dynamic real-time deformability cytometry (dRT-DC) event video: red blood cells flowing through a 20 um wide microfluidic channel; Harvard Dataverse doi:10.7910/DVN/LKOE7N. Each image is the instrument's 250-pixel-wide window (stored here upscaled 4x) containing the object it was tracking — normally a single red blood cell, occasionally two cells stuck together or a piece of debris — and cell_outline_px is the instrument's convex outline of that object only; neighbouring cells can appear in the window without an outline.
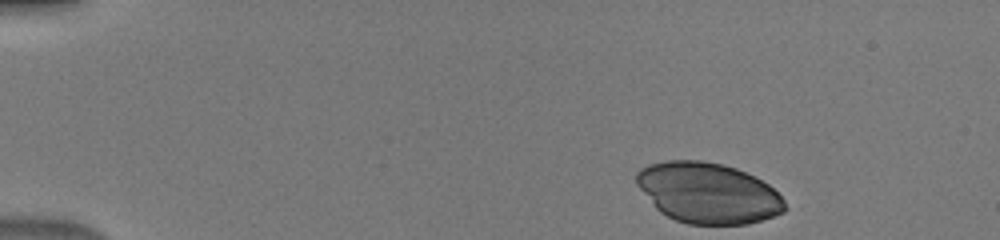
{"species": "human", "species_latin": "Homo sapiens", "temperature_condition": "warm", "stored_images_in_passage": 43, "camera_frame_rate_fps": 3000, "um_per_image_px": 0.085, "donor": {"sex": "male"}, "frame": {"image": 1, "passage_image": 1, "time_ms": 0.0, "image_size_px": [1000, 240], "cell_outline_px": [[788, 208], [784, 212], [748, 224], [688, 224], [676, 220], [660, 212], [656, 208], [636, 184], [636, 172], [640, 168], [648, 164], [668, 160], [704, 160], [724, 164], [736, 168], [768, 184], [784, 200]], "centroid_in_image_um": [60.16, 16.39], "position_along_channel_um": 24.8, "area_um2": 52.37}}
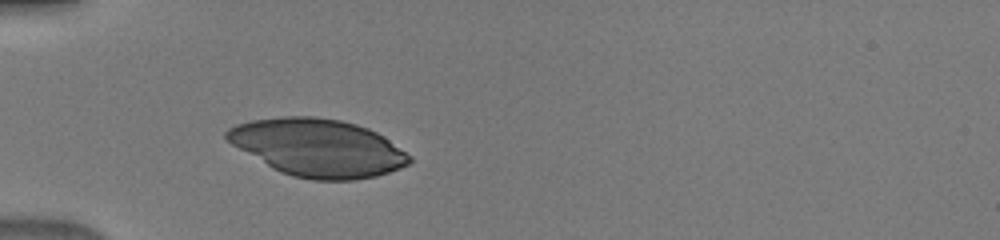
{"frame": {"image": 2, "passage_image": 10, "time_ms": 3.0, "image_size_px": [1000, 240], "cell_outline_px": [[412, 160], [408, 164], [400, 168], [376, 176], [352, 180], [312, 180], [292, 176], [280, 172], [272, 168], [232, 144], [224, 136], [224, 132], [228, 128], [236, 124], [252, 120], [280, 116], [312, 116], [340, 120], [356, 124], [368, 128], [384, 136], [412, 156]], "centroid_in_image_um": [27.02, 12.55], "position_along_channel_um": 58.0, "area_um2": 61.27}}